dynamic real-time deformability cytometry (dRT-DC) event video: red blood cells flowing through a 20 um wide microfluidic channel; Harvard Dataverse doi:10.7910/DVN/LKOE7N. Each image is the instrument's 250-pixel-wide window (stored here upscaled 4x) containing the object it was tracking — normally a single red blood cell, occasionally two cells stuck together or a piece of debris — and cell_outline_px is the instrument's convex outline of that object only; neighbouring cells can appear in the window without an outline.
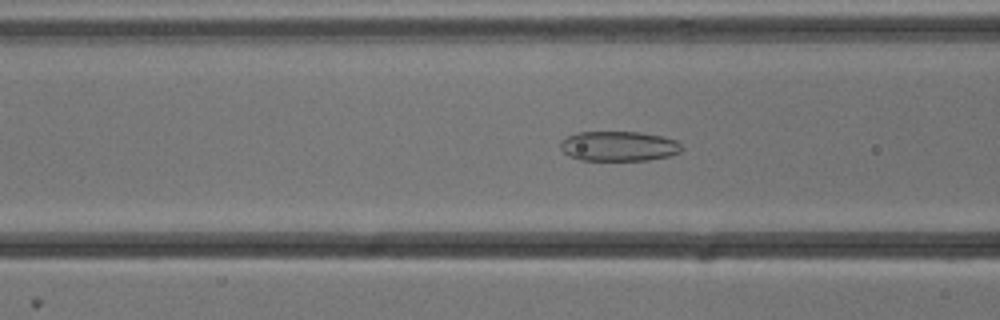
{"species": "common noctule bat (a hibernating species)", "species_latin": "Nyctalus noctula", "temperature_condition": "cold", "stored_images_in_passage": 54, "camera_frame_rate_fps": 3000, "um_per_image_px": 0.085, "animal": {"sex": "male", "body_mass_g": 13.3}, "frame": {"image": 1, "passage_image": 21, "time_ms": 6.667, "image_size_px": [1000, 320], "cell_outline_px": [[684, 148], [680, 152], [668, 156], [648, 160], [580, 160], [568, 156], [560, 148], [560, 140], [568, 136], [580, 132], [640, 132], [664, 136], [676, 140]], "centroid_in_image_um": [52.59, 12.42], "position_along_channel_um": 114.0, "area_um2": 21.27}}
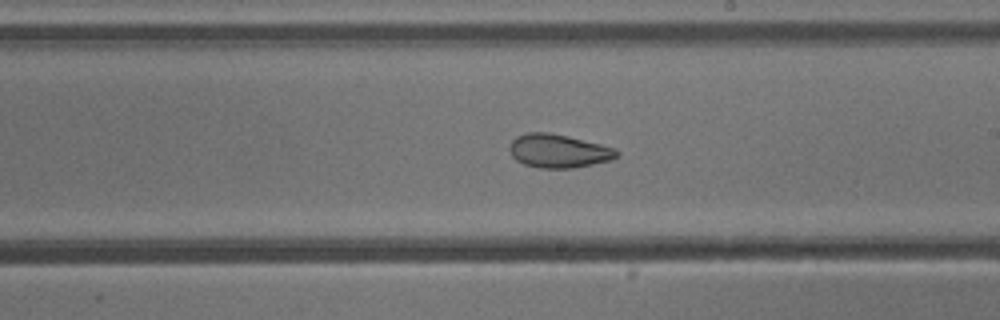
{"frame": {"image": 2, "passage_image": 31, "time_ms": 10.0, "image_size_px": [1000, 320], "cell_outline_px": [[620, 156], [612, 160], [572, 168], [540, 168], [524, 164], [516, 160], [512, 156], [508, 148], [512, 140], [516, 136], [528, 132], [548, 132], [568, 136], [616, 148], [620, 152]], "centroid_in_image_um": [47.48, 12.83], "position_along_channel_um": 241.5, "area_um2": 21.1}}
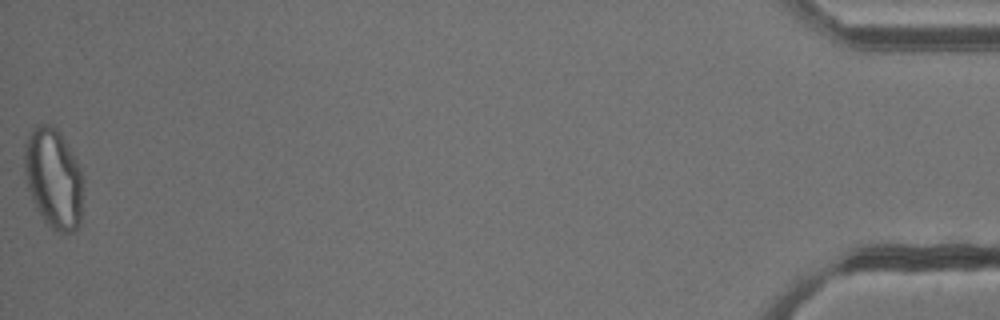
{"frame": {"image": 3, "passage_image": 54, "time_ms": 17.667, "image_size_px": [1000, 320], "cell_outline_px": [[80, 220], [76, 228], [72, 232], [64, 236], [56, 232], [40, 216], [32, 200], [28, 188], [24, 172], [24, 144], [32, 128], [36, 124], [52, 124], [60, 132], [76, 160], [80, 168]], "centroid_in_image_um": [4.49, 15.15], "position_along_channel_um": 430.7, "area_um2": 34.04}, "authors_computed_cell_mechanics": {"area_um2": 26.9637, "velocity_mm_per_s": 3.8153, "shape_relaxation_time_tau1_ms": 9.659, "shape_relaxation_time_tau2_ms": 2.1276, "deformation_change_tau1": 0.1945, "deformation_change_tau2": 0.0807}}